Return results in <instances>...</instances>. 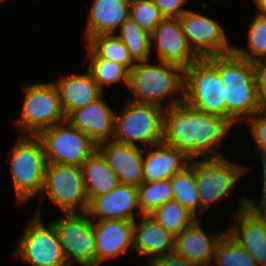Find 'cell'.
Returning a JSON list of instances; mask_svg holds the SVG:
<instances>
[{"label":"cell","instance_id":"1","mask_svg":"<svg viewBox=\"0 0 266 266\" xmlns=\"http://www.w3.org/2000/svg\"><path fill=\"white\" fill-rule=\"evenodd\" d=\"M234 125L223 117L198 111L182 104L164 110L163 142L188 159L218 158L223 138Z\"/></svg>","mask_w":266,"mask_h":266},{"label":"cell","instance_id":"2","mask_svg":"<svg viewBox=\"0 0 266 266\" xmlns=\"http://www.w3.org/2000/svg\"><path fill=\"white\" fill-rule=\"evenodd\" d=\"M154 62L151 63V60L136 62L129 71L127 88L134 94V98L130 100L153 104L164 109L182 104L185 69L172 63ZM178 92L180 94L176 95ZM166 97L170 98L164 105L162 101Z\"/></svg>","mask_w":266,"mask_h":266},{"label":"cell","instance_id":"3","mask_svg":"<svg viewBox=\"0 0 266 266\" xmlns=\"http://www.w3.org/2000/svg\"><path fill=\"white\" fill-rule=\"evenodd\" d=\"M219 74L225 85L226 119L233 125L266 107L258 91L253 63L234 52L219 55Z\"/></svg>","mask_w":266,"mask_h":266},{"label":"cell","instance_id":"4","mask_svg":"<svg viewBox=\"0 0 266 266\" xmlns=\"http://www.w3.org/2000/svg\"><path fill=\"white\" fill-rule=\"evenodd\" d=\"M8 159L16 203L40 196L47 164L41 139L37 135H19Z\"/></svg>","mask_w":266,"mask_h":266},{"label":"cell","instance_id":"5","mask_svg":"<svg viewBox=\"0 0 266 266\" xmlns=\"http://www.w3.org/2000/svg\"><path fill=\"white\" fill-rule=\"evenodd\" d=\"M225 98V85L219 74V55L199 58L185 68V104L226 119Z\"/></svg>","mask_w":266,"mask_h":266},{"label":"cell","instance_id":"6","mask_svg":"<svg viewBox=\"0 0 266 266\" xmlns=\"http://www.w3.org/2000/svg\"><path fill=\"white\" fill-rule=\"evenodd\" d=\"M124 110L116 114L113 140L122 144L143 143L150 147L163 142L164 108L126 100Z\"/></svg>","mask_w":266,"mask_h":266},{"label":"cell","instance_id":"7","mask_svg":"<svg viewBox=\"0 0 266 266\" xmlns=\"http://www.w3.org/2000/svg\"><path fill=\"white\" fill-rule=\"evenodd\" d=\"M39 206L34 216L23 228L13 257L30 266H69L62 245L60 244L54 224L46 225L41 220Z\"/></svg>","mask_w":266,"mask_h":266},{"label":"cell","instance_id":"8","mask_svg":"<svg viewBox=\"0 0 266 266\" xmlns=\"http://www.w3.org/2000/svg\"><path fill=\"white\" fill-rule=\"evenodd\" d=\"M24 102L17 121L19 135H38L42 130L66 120L53 82L25 85Z\"/></svg>","mask_w":266,"mask_h":266},{"label":"cell","instance_id":"9","mask_svg":"<svg viewBox=\"0 0 266 266\" xmlns=\"http://www.w3.org/2000/svg\"><path fill=\"white\" fill-rule=\"evenodd\" d=\"M248 167L218 158L195 159V183L200 201V213H204L215 202L234 192L236 182Z\"/></svg>","mask_w":266,"mask_h":266},{"label":"cell","instance_id":"10","mask_svg":"<svg viewBox=\"0 0 266 266\" xmlns=\"http://www.w3.org/2000/svg\"><path fill=\"white\" fill-rule=\"evenodd\" d=\"M48 195L51 202L57 205L63 213H77V208L87 211V197L83 172L80 166L46 164L44 185L39 196V203Z\"/></svg>","mask_w":266,"mask_h":266},{"label":"cell","instance_id":"11","mask_svg":"<svg viewBox=\"0 0 266 266\" xmlns=\"http://www.w3.org/2000/svg\"><path fill=\"white\" fill-rule=\"evenodd\" d=\"M44 146L46 162L80 166L97 149L87 135L67 120L42 130L37 135Z\"/></svg>","mask_w":266,"mask_h":266},{"label":"cell","instance_id":"12","mask_svg":"<svg viewBox=\"0 0 266 266\" xmlns=\"http://www.w3.org/2000/svg\"><path fill=\"white\" fill-rule=\"evenodd\" d=\"M69 266L73 260L81 266H96V248L92 219L84 213H64L51 221Z\"/></svg>","mask_w":266,"mask_h":266},{"label":"cell","instance_id":"13","mask_svg":"<svg viewBox=\"0 0 266 266\" xmlns=\"http://www.w3.org/2000/svg\"><path fill=\"white\" fill-rule=\"evenodd\" d=\"M188 44L200 58L233 53L225 29L212 18L192 10L179 17Z\"/></svg>","mask_w":266,"mask_h":266},{"label":"cell","instance_id":"14","mask_svg":"<svg viewBox=\"0 0 266 266\" xmlns=\"http://www.w3.org/2000/svg\"><path fill=\"white\" fill-rule=\"evenodd\" d=\"M150 43L159 61L184 69L200 58L188 44L179 18H164L150 34Z\"/></svg>","mask_w":266,"mask_h":266},{"label":"cell","instance_id":"15","mask_svg":"<svg viewBox=\"0 0 266 266\" xmlns=\"http://www.w3.org/2000/svg\"><path fill=\"white\" fill-rule=\"evenodd\" d=\"M238 208L234 215L236 222H232L226 233L252 256L258 266H266V228L248 207L246 196L239 201Z\"/></svg>","mask_w":266,"mask_h":266},{"label":"cell","instance_id":"16","mask_svg":"<svg viewBox=\"0 0 266 266\" xmlns=\"http://www.w3.org/2000/svg\"><path fill=\"white\" fill-rule=\"evenodd\" d=\"M103 94L95 101L71 112L66 120L97 145L113 140L115 135L116 111L103 99Z\"/></svg>","mask_w":266,"mask_h":266},{"label":"cell","instance_id":"17","mask_svg":"<svg viewBox=\"0 0 266 266\" xmlns=\"http://www.w3.org/2000/svg\"><path fill=\"white\" fill-rule=\"evenodd\" d=\"M136 211L139 215L137 187L119 184L104 195L91 198L88 202L87 215L93 220H130L135 221Z\"/></svg>","mask_w":266,"mask_h":266},{"label":"cell","instance_id":"18","mask_svg":"<svg viewBox=\"0 0 266 266\" xmlns=\"http://www.w3.org/2000/svg\"><path fill=\"white\" fill-rule=\"evenodd\" d=\"M97 150L117 175L120 184L138 187L143 183V148L109 140L98 144Z\"/></svg>","mask_w":266,"mask_h":266},{"label":"cell","instance_id":"19","mask_svg":"<svg viewBox=\"0 0 266 266\" xmlns=\"http://www.w3.org/2000/svg\"><path fill=\"white\" fill-rule=\"evenodd\" d=\"M96 266L133 250V224L130 220H92Z\"/></svg>","mask_w":266,"mask_h":266},{"label":"cell","instance_id":"20","mask_svg":"<svg viewBox=\"0 0 266 266\" xmlns=\"http://www.w3.org/2000/svg\"><path fill=\"white\" fill-rule=\"evenodd\" d=\"M196 219L188 228L175 237L174 254L187 259L197 266H211L218 242L225 235L226 230L208 235Z\"/></svg>","mask_w":266,"mask_h":266},{"label":"cell","instance_id":"21","mask_svg":"<svg viewBox=\"0 0 266 266\" xmlns=\"http://www.w3.org/2000/svg\"><path fill=\"white\" fill-rule=\"evenodd\" d=\"M140 223L133 224V250L153 260L174 254L175 236L160 226L151 215H140Z\"/></svg>","mask_w":266,"mask_h":266},{"label":"cell","instance_id":"22","mask_svg":"<svg viewBox=\"0 0 266 266\" xmlns=\"http://www.w3.org/2000/svg\"><path fill=\"white\" fill-rule=\"evenodd\" d=\"M88 12L85 38L100 34H116L130 18V0H93Z\"/></svg>","mask_w":266,"mask_h":266},{"label":"cell","instance_id":"23","mask_svg":"<svg viewBox=\"0 0 266 266\" xmlns=\"http://www.w3.org/2000/svg\"><path fill=\"white\" fill-rule=\"evenodd\" d=\"M188 159L182 152L164 142L144 148L143 182L162 181L172 178L189 165Z\"/></svg>","mask_w":266,"mask_h":266},{"label":"cell","instance_id":"24","mask_svg":"<svg viewBox=\"0 0 266 266\" xmlns=\"http://www.w3.org/2000/svg\"><path fill=\"white\" fill-rule=\"evenodd\" d=\"M53 84L57 89L66 117L103 94L88 70L86 74H68L58 78V81Z\"/></svg>","mask_w":266,"mask_h":266},{"label":"cell","instance_id":"25","mask_svg":"<svg viewBox=\"0 0 266 266\" xmlns=\"http://www.w3.org/2000/svg\"><path fill=\"white\" fill-rule=\"evenodd\" d=\"M85 191L88 199L104 195L120 184L117 175L96 149L81 165Z\"/></svg>","mask_w":266,"mask_h":266},{"label":"cell","instance_id":"26","mask_svg":"<svg viewBox=\"0 0 266 266\" xmlns=\"http://www.w3.org/2000/svg\"><path fill=\"white\" fill-rule=\"evenodd\" d=\"M173 199L184 206L197 219V210L200 214V201L195 183V159L189 165L171 178Z\"/></svg>","mask_w":266,"mask_h":266},{"label":"cell","instance_id":"27","mask_svg":"<svg viewBox=\"0 0 266 266\" xmlns=\"http://www.w3.org/2000/svg\"><path fill=\"white\" fill-rule=\"evenodd\" d=\"M89 48L98 58L114 61L124 65L129 71L135 61L129 51L116 34H100L86 41Z\"/></svg>","mask_w":266,"mask_h":266},{"label":"cell","instance_id":"28","mask_svg":"<svg viewBox=\"0 0 266 266\" xmlns=\"http://www.w3.org/2000/svg\"><path fill=\"white\" fill-rule=\"evenodd\" d=\"M119 39L123 42L135 62L151 60L150 34L135 21L128 18L120 27Z\"/></svg>","mask_w":266,"mask_h":266},{"label":"cell","instance_id":"29","mask_svg":"<svg viewBox=\"0 0 266 266\" xmlns=\"http://www.w3.org/2000/svg\"><path fill=\"white\" fill-rule=\"evenodd\" d=\"M153 219L169 233L178 236L197 218L176 200L165 202L153 213Z\"/></svg>","mask_w":266,"mask_h":266},{"label":"cell","instance_id":"30","mask_svg":"<svg viewBox=\"0 0 266 266\" xmlns=\"http://www.w3.org/2000/svg\"><path fill=\"white\" fill-rule=\"evenodd\" d=\"M86 54L90 58L87 70L102 92L104 85L124 83L128 86L129 70L124 65L98 58L89 48Z\"/></svg>","mask_w":266,"mask_h":266},{"label":"cell","instance_id":"31","mask_svg":"<svg viewBox=\"0 0 266 266\" xmlns=\"http://www.w3.org/2000/svg\"><path fill=\"white\" fill-rule=\"evenodd\" d=\"M141 215H150L165 202L173 200L171 178L162 181L143 182L137 187Z\"/></svg>","mask_w":266,"mask_h":266},{"label":"cell","instance_id":"32","mask_svg":"<svg viewBox=\"0 0 266 266\" xmlns=\"http://www.w3.org/2000/svg\"><path fill=\"white\" fill-rule=\"evenodd\" d=\"M247 33V49L234 46L233 52L251 63L266 59V16L256 13Z\"/></svg>","mask_w":266,"mask_h":266},{"label":"cell","instance_id":"33","mask_svg":"<svg viewBox=\"0 0 266 266\" xmlns=\"http://www.w3.org/2000/svg\"><path fill=\"white\" fill-rule=\"evenodd\" d=\"M211 266H258L252 256L227 233L218 242Z\"/></svg>","mask_w":266,"mask_h":266},{"label":"cell","instance_id":"34","mask_svg":"<svg viewBox=\"0 0 266 266\" xmlns=\"http://www.w3.org/2000/svg\"><path fill=\"white\" fill-rule=\"evenodd\" d=\"M130 18L149 34L164 19L152 0H130Z\"/></svg>","mask_w":266,"mask_h":266},{"label":"cell","instance_id":"35","mask_svg":"<svg viewBox=\"0 0 266 266\" xmlns=\"http://www.w3.org/2000/svg\"><path fill=\"white\" fill-rule=\"evenodd\" d=\"M247 121H250L251 134L255 141V147L253 148L259 159L266 158V107L256 112L252 117H249Z\"/></svg>","mask_w":266,"mask_h":266},{"label":"cell","instance_id":"36","mask_svg":"<svg viewBox=\"0 0 266 266\" xmlns=\"http://www.w3.org/2000/svg\"><path fill=\"white\" fill-rule=\"evenodd\" d=\"M164 18H179L187 9L183 7L188 0H152Z\"/></svg>","mask_w":266,"mask_h":266},{"label":"cell","instance_id":"37","mask_svg":"<svg viewBox=\"0 0 266 266\" xmlns=\"http://www.w3.org/2000/svg\"><path fill=\"white\" fill-rule=\"evenodd\" d=\"M257 87L260 95L266 101V59L253 63Z\"/></svg>","mask_w":266,"mask_h":266},{"label":"cell","instance_id":"38","mask_svg":"<svg viewBox=\"0 0 266 266\" xmlns=\"http://www.w3.org/2000/svg\"><path fill=\"white\" fill-rule=\"evenodd\" d=\"M149 266H197L187 259L179 257L175 254L167 255L153 260Z\"/></svg>","mask_w":266,"mask_h":266},{"label":"cell","instance_id":"39","mask_svg":"<svg viewBox=\"0 0 266 266\" xmlns=\"http://www.w3.org/2000/svg\"><path fill=\"white\" fill-rule=\"evenodd\" d=\"M250 199L247 198L248 207L258 216L266 228V200L258 201L257 204Z\"/></svg>","mask_w":266,"mask_h":266},{"label":"cell","instance_id":"40","mask_svg":"<svg viewBox=\"0 0 266 266\" xmlns=\"http://www.w3.org/2000/svg\"><path fill=\"white\" fill-rule=\"evenodd\" d=\"M259 161L262 163V183H263V188H262V194L260 197V201L266 200V158L265 159H259Z\"/></svg>","mask_w":266,"mask_h":266},{"label":"cell","instance_id":"41","mask_svg":"<svg viewBox=\"0 0 266 266\" xmlns=\"http://www.w3.org/2000/svg\"><path fill=\"white\" fill-rule=\"evenodd\" d=\"M257 14L266 16V0H253Z\"/></svg>","mask_w":266,"mask_h":266},{"label":"cell","instance_id":"42","mask_svg":"<svg viewBox=\"0 0 266 266\" xmlns=\"http://www.w3.org/2000/svg\"><path fill=\"white\" fill-rule=\"evenodd\" d=\"M7 1H9V0H0V4H1V3H5V2H7Z\"/></svg>","mask_w":266,"mask_h":266}]
</instances>
